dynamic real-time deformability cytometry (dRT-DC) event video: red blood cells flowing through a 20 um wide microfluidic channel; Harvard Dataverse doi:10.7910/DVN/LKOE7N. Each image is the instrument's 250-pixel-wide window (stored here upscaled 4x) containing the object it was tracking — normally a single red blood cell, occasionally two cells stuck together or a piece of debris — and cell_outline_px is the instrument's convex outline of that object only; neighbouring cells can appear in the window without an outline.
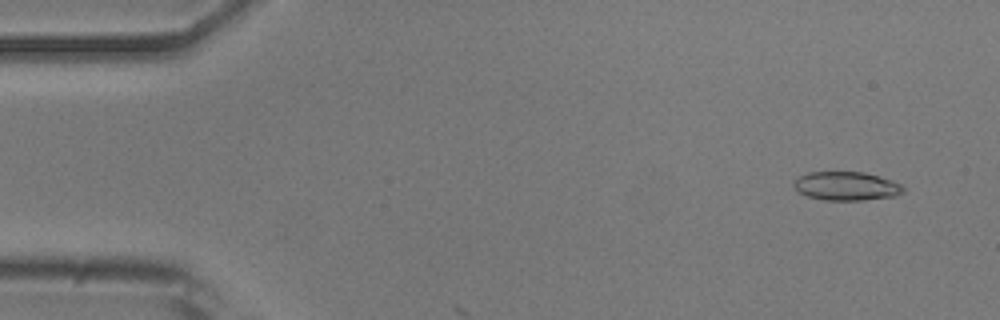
{"species": "common noctule bat (a hibernating species)", "species_latin": "Nyctalus noctula", "temperature_condition": "room temperature", "stored_images_in_passage": 7, "camera_frame_rate_fps": 3000, "um_per_image_px": 0.085, "animal": {"sex": "male", "body_mass_g": 20.5, "forearm_length_mm": 52.5}, "frame": {"image": 1, "passage_image": 4, "time_ms": 1.0, "image_size_px": [1000, 320], "cell_outline_px": [[904, 192], [896, 196], [864, 200], [824, 200], [808, 196], [800, 192], [792, 184], [796, 176], [808, 172], [864, 172], [880, 176], [892, 180], [900, 184], [904, 188]], "centroid_in_image_um": [71.94, 15.81], "position_along_channel_um": 13.1, "area_um2": 18.44}}